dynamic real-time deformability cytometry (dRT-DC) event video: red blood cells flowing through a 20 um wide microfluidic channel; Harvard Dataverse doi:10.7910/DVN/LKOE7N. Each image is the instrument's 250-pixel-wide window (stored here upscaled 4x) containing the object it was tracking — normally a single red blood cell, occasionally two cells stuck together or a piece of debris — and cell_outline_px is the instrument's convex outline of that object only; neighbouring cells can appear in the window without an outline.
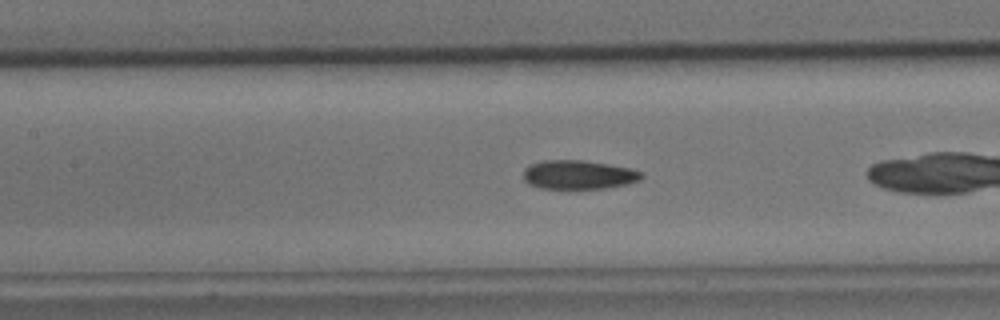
{"species": "common noctule bat (a hibernating species)", "species_latin": "Nyctalus noctula", "temperature_condition": "cold", "stored_images_in_passage": 56, "camera_frame_rate_fps": 3000, "um_per_image_px": 0.085, "animal": {"sex": "male", "body_mass_g": 15.6}, "frame": {"image": 1, "passage_image": 24, "time_ms": 7.667, "image_size_px": [1000, 320], "cell_outline_px": [[644, 176], [640, 180], [628, 184], [604, 188], [540, 188], [528, 184], [524, 180], [524, 168], [528, 164], [544, 160], [584, 160], [632, 168], [640, 172]], "centroid_in_image_um": [49.16, 14.84], "position_along_channel_um": 158.2, "area_um2": 20.0}}
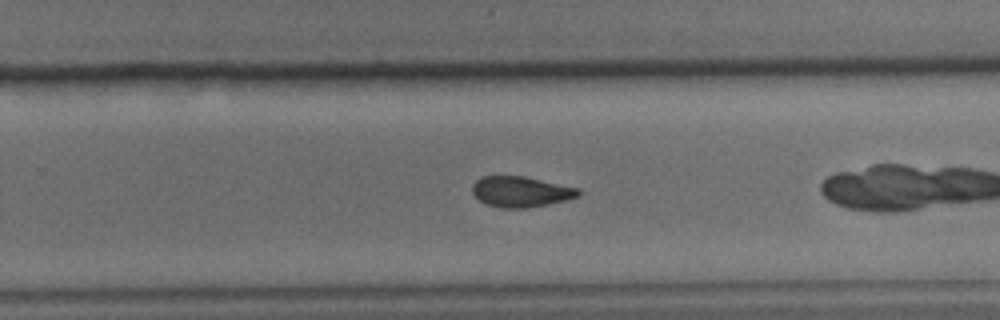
{"frame": {"image": 2, "passage_image": 35, "time_ms": 11.333, "image_size_px": [1000, 320], "cell_outline_px": [[580, 196], [568, 200], [548, 204], [524, 208], [500, 208], [488, 204], [480, 200], [472, 192], [472, 184], [480, 176], [524, 176], [580, 188]], "centroid_in_image_um": [44.29, 16.29], "position_along_channel_um": 285.5, "area_um2": 19.02}}
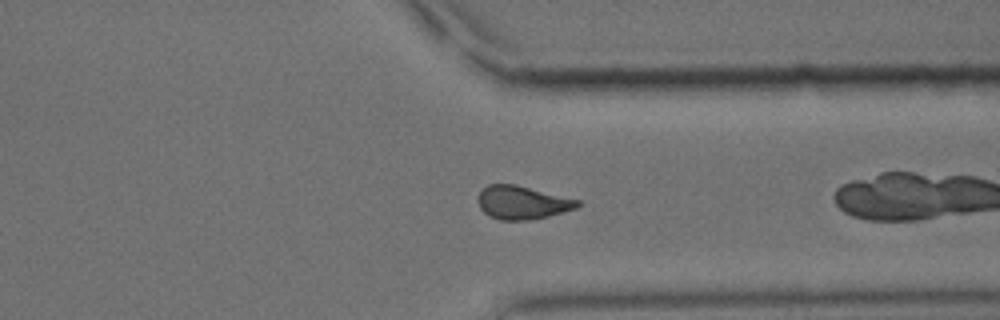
{"frame": {"image": 3, "passage_image": 42, "time_ms": 13.667, "image_size_px": [1000, 320], "cell_outline_px": [[580, 204], [576, 208], [548, 216], [528, 220], [500, 220], [488, 216], [480, 208], [476, 200], [480, 192], [488, 184], [516, 184], [580, 200]], "centroid_in_image_um": [44.36, 17.21], "position_along_channel_um": 367.0, "area_um2": 19.36}, "authors_computed_cell_mechanics": {"area_um2": 20.1144, "velocity_mm_per_s": 3.4869, "shape_relaxation_time_tau1_ms": 11.1351, "shape_relaxation_time_tau2_ms": 3.1845, "deformation_change_tau1": 0.1931, "deformation_change_tau2": 0.0752}}